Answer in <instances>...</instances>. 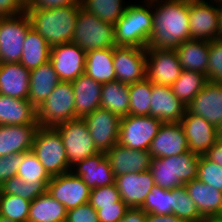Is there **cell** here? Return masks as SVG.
Returning <instances> with one entry per match:
<instances>
[{
  "label": "cell",
  "instance_id": "obj_17",
  "mask_svg": "<svg viewBox=\"0 0 222 222\" xmlns=\"http://www.w3.org/2000/svg\"><path fill=\"white\" fill-rule=\"evenodd\" d=\"M187 139L189 151L204 156L217 141L216 127L202 116L190 114L187 110L180 121Z\"/></svg>",
  "mask_w": 222,
  "mask_h": 222
},
{
  "label": "cell",
  "instance_id": "obj_5",
  "mask_svg": "<svg viewBox=\"0 0 222 222\" xmlns=\"http://www.w3.org/2000/svg\"><path fill=\"white\" fill-rule=\"evenodd\" d=\"M72 42L86 53L95 49L114 48V25L80 7Z\"/></svg>",
  "mask_w": 222,
  "mask_h": 222
},
{
  "label": "cell",
  "instance_id": "obj_51",
  "mask_svg": "<svg viewBox=\"0 0 222 222\" xmlns=\"http://www.w3.org/2000/svg\"><path fill=\"white\" fill-rule=\"evenodd\" d=\"M146 215L140 208H129L119 222H146Z\"/></svg>",
  "mask_w": 222,
  "mask_h": 222
},
{
  "label": "cell",
  "instance_id": "obj_56",
  "mask_svg": "<svg viewBox=\"0 0 222 222\" xmlns=\"http://www.w3.org/2000/svg\"><path fill=\"white\" fill-rule=\"evenodd\" d=\"M216 138L222 143V121L216 126Z\"/></svg>",
  "mask_w": 222,
  "mask_h": 222
},
{
  "label": "cell",
  "instance_id": "obj_37",
  "mask_svg": "<svg viewBox=\"0 0 222 222\" xmlns=\"http://www.w3.org/2000/svg\"><path fill=\"white\" fill-rule=\"evenodd\" d=\"M152 94V82L145 78L142 81L129 85V115H150V104Z\"/></svg>",
  "mask_w": 222,
  "mask_h": 222
},
{
  "label": "cell",
  "instance_id": "obj_36",
  "mask_svg": "<svg viewBox=\"0 0 222 222\" xmlns=\"http://www.w3.org/2000/svg\"><path fill=\"white\" fill-rule=\"evenodd\" d=\"M124 0H80L81 7L87 12L95 14L104 22L115 25L123 16L128 6Z\"/></svg>",
  "mask_w": 222,
  "mask_h": 222
},
{
  "label": "cell",
  "instance_id": "obj_44",
  "mask_svg": "<svg viewBox=\"0 0 222 222\" xmlns=\"http://www.w3.org/2000/svg\"><path fill=\"white\" fill-rule=\"evenodd\" d=\"M120 194L116 184L93 188L90 192L89 204L96 210L100 206L114 205L120 200Z\"/></svg>",
  "mask_w": 222,
  "mask_h": 222
},
{
  "label": "cell",
  "instance_id": "obj_52",
  "mask_svg": "<svg viewBox=\"0 0 222 222\" xmlns=\"http://www.w3.org/2000/svg\"><path fill=\"white\" fill-rule=\"evenodd\" d=\"M205 156L222 167V143L218 140L210 147Z\"/></svg>",
  "mask_w": 222,
  "mask_h": 222
},
{
  "label": "cell",
  "instance_id": "obj_31",
  "mask_svg": "<svg viewBox=\"0 0 222 222\" xmlns=\"http://www.w3.org/2000/svg\"><path fill=\"white\" fill-rule=\"evenodd\" d=\"M114 48L95 49L86 53L84 73L100 84L116 80Z\"/></svg>",
  "mask_w": 222,
  "mask_h": 222
},
{
  "label": "cell",
  "instance_id": "obj_3",
  "mask_svg": "<svg viewBox=\"0 0 222 222\" xmlns=\"http://www.w3.org/2000/svg\"><path fill=\"white\" fill-rule=\"evenodd\" d=\"M143 3L129 4L115 23L116 46L147 48L153 31L152 1Z\"/></svg>",
  "mask_w": 222,
  "mask_h": 222
},
{
  "label": "cell",
  "instance_id": "obj_8",
  "mask_svg": "<svg viewBox=\"0 0 222 222\" xmlns=\"http://www.w3.org/2000/svg\"><path fill=\"white\" fill-rule=\"evenodd\" d=\"M54 128L62 139L66 158L71 168L77 162L99 153L83 118L60 123Z\"/></svg>",
  "mask_w": 222,
  "mask_h": 222
},
{
  "label": "cell",
  "instance_id": "obj_1",
  "mask_svg": "<svg viewBox=\"0 0 222 222\" xmlns=\"http://www.w3.org/2000/svg\"><path fill=\"white\" fill-rule=\"evenodd\" d=\"M151 1L153 31L147 48L174 49L191 39L189 0Z\"/></svg>",
  "mask_w": 222,
  "mask_h": 222
},
{
  "label": "cell",
  "instance_id": "obj_58",
  "mask_svg": "<svg viewBox=\"0 0 222 222\" xmlns=\"http://www.w3.org/2000/svg\"><path fill=\"white\" fill-rule=\"evenodd\" d=\"M32 0H21V2L27 7Z\"/></svg>",
  "mask_w": 222,
  "mask_h": 222
},
{
  "label": "cell",
  "instance_id": "obj_20",
  "mask_svg": "<svg viewBox=\"0 0 222 222\" xmlns=\"http://www.w3.org/2000/svg\"><path fill=\"white\" fill-rule=\"evenodd\" d=\"M186 112V106L175 96L171 86L152 83L150 116L162 123H178Z\"/></svg>",
  "mask_w": 222,
  "mask_h": 222
},
{
  "label": "cell",
  "instance_id": "obj_43",
  "mask_svg": "<svg viewBox=\"0 0 222 222\" xmlns=\"http://www.w3.org/2000/svg\"><path fill=\"white\" fill-rule=\"evenodd\" d=\"M197 179L222 191V167L205 155L199 157Z\"/></svg>",
  "mask_w": 222,
  "mask_h": 222
},
{
  "label": "cell",
  "instance_id": "obj_12",
  "mask_svg": "<svg viewBox=\"0 0 222 222\" xmlns=\"http://www.w3.org/2000/svg\"><path fill=\"white\" fill-rule=\"evenodd\" d=\"M209 1L189 0L191 39L213 41L217 38L219 23L218 1ZM215 3L216 6L214 5Z\"/></svg>",
  "mask_w": 222,
  "mask_h": 222
},
{
  "label": "cell",
  "instance_id": "obj_29",
  "mask_svg": "<svg viewBox=\"0 0 222 222\" xmlns=\"http://www.w3.org/2000/svg\"><path fill=\"white\" fill-rule=\"evenodd\" d=\"M38 124L37 109L28 101L0 94V125Z\"/></svg>",
  "mask_w": 222,
  "mask_h": 222
},
{
  "label": "cell",
  "instance_id": "obj_38",
  "mask_svg": "<svg viewBox=\"0 0 222 222\" xmlns=\"http://www.w3.org/2000/svg\"><path fill=\"white\" fill-rule=\"evenodd\" d=\"M49 182L30 183L23 181L18 176H13L0 186V194L17 195L28 201H33L36 197L47 192Z\"/></svg>",
  "mask_w": 222,
  "mask_h": 222
},
{
  "label": "cell",
  "instance_id": "obj_49",
  "mask_svg": "<svg viewBox=\"0 0 222 222\" xmlns=\"http://www.w3.org/2000/svg\"><path fill=\"white\" fill-rule=\"evenodd\" d=\"M26 12L21 0H0V17L17 16Z\"/></svg>",
  "mask_w": 222,
  "mask_h": 222
},
{
  "label": "cell",
  "instance_id": "obj_33",
  "mask_svg": "<svg viewBox=\"0 0 222 222\" xmlns=\"http://www.w3.org/2000/svg\"><path fill=\"white\" fill-rule=\"evenodd\" d=\"M51 46L33 28L25 37L20 63L28 70H33L50 59Z\"/></svg>",
  "mask_w": 222,
  "mask_h": 222
},
{
  "label": "cell",
  "instance_id": "obj_19",
  "mask_svg": "<svg viewBox=\"0 0 222 222\" xmlns=\"http://www.w3.org/2000/svg\"><path fill=\"white\" fill-rule=\"evenodd\" d=\"M187 151L188 143L180 122L162 123L149 148L151 158L178 156Z\"/></svg>",
  "mask_w": 222,
  "mask_h": 222
},
{
  "label": "cell",
  "instance_id": "obj_10",
  "mask_svg": "<svg viewBox=\"0 0 222 222\" xmlns=\"http://www.w3.org/2000/svg\"><path fill=\"white\" fill-rule=\"evenodd\" d=\"M161 125L159 119L150 115H127L120 120L118 143L133 150H149Z\"/></svg>",
  "mask_w": 222,
  "mask_h": 222
},
{
  "label": "cell",
  "instance_id": "obj_59",
  "mask_svg": "<svg viewBox=\"0 0 222 222\" xmlns=\"http://www.w3.org/2000/svg\"><path fill=\"white\" fill-rule=\"evenodd\" d=\"M59 222H68V221H67V219H65V220H62V221H59Z\"/></svg>",
  "mask_w": 222,
  "mask_h": 222
},
{
  "label": "cell",
  "instance_id": "obj_47",
  "mask_svg": "<svg viewBox=\"0 0 222 222\" xmlns=\"http://www.w3.org/2000/svg\"><path fill=\"white\" fill-rule=\"evenodd\" d=\"M129 207L120 199L114 205L100 206L97 210L100 222H119Z\"/></svg>",
  "mask_w": 222,
  "mask_h": 222
},
{
  "label": "cell",
  "instance_id": "obj_16",
  "mask_svg": "<svg viewBox=\"0 0 222 222\" xmlns=\"http://www.w3.org/2000/svg\"><path fill=\"white\" fill-rule=\"evenodd\" d=\"M113 64L116 80L133 84L146 78V49L115 46Z\"/></svg>",
  "mask_w": 222,
  "mask_h": 222
},
{
  "label": "cell",
  "instance_id": "obj_15",
  "mask_svg": "<svg viewBox=\"0 0 222 222\" xmlns=\"http://www.w3.org/2000/svg\"><path fill=\"white\" fill-rule=\"evenodd\" d=\"M60 81L72 82L84 74L86 52L73 42L51 47L50 59Z\"/></svg>",
  "mask_w": 222,
  "mask_h": 222
},
{
  "label": "cell",
  "instance_id": "obj_11",
  "mask_svg": "<svg viewBox=\"0 0 222 222\" xmlns=\"http://www.w3.org/2000/svg\"><path fill=\"white\" fill-rule=\"evenodd\" d=\"M181 72L175 49L146 48V78L152 83L171 86Z\"/></svg>",
  "mask_w": 222,
  "mask_h": 222
},
{
  "label": "cell",
  "instance_id": "obj_4",
  "mask_svg": "<svg viewBox=\"0 0 222 222\" xmlns=\"http://www.w3.org/2000/svg\"><path fill=\"white\" fill-rule=\"evenodd\" d=\"M199 155L191 151L178 156L152 158L150 172L155 185L172 190L196 179Z\"/></svg>",
  "mask_w": 222,
  "mask_h": 222
},
{
  "label": "cell",
  "instance_id": "obj_21",
  "mask_svg": "<svg viewBox=\"0 0 222 222\" xmlns=\"http://www.w3.org/2000/svg\"><path fill=\"white\" fill-rule=\"evenodd\" d=\"M115 184L121 200L129 208H140L146 196L155 186L150 170L116 176Z\"/></svg>",
  "mask_w": 222,
  "mask_h": 222
},
{
  "label": "cell",
  "instance_id": "obj_25",
  "mask_svg": "<svg viewBox=\"0 0 222 222\" xmlns=\"http://www.w3.org/2000/svg\"><path fill=\"white\" fill-rule=\"evenodd\" d=\"M30 70L18 63H0V94L28 100Z\"/></svg>",
  "mask_w": 222,
  "mask_h": 222
},
{
  "label": "cell",
  "instance_id": "obj_40",
  "mask_svg": "<svg viewBox=\"0 0 222 222\" xmlns=\"http://www.w3.org/2000/svg\"><path fill=\"white\" fill-rule=\"evenodd\" d=\"M140 209L147 214L171 215L172 214V190H167L155 185L146 196Z\"/></svg>",
  "mask_w": 222,
  "mask_h": 222
},
{
  "label": "cell",
  "instance_id": "obj_6",
  "mask_svg": "<svg viewBox=\"0 0 222 222\" xmlns=\"http://www.w3.org/2000/svg\"><path fill=\"white\" fill-rule=\"evenodd\" d=\"M31 151L51 177L72 170L66 158L62 139L54 127H39Z\"/></svg>",
  "mask_w": 222,
  "mask_h": 222
},
{
  "label": "cell",
  "instance_id": "obj_26",
  "mask_svg": "<svg viewBox=\"0 0 222 222\" xmlns=\"http://www.w3.org/2000/svg\"><path fill=\"white\" fill-rule=\"evenodd\" d=\"M71 83L75 96V119L83 118L100 108L102 84L85 73Z\"/></svg>",
  "mask_w": 222,
  "mask_h": 222
},
{
  "label": "cell",
  "instance_id": "obj_35",
  "mask_svg": "<svg viewBox=\"0 0 222 222\" xmlns=\"http://www.w3.org/2000/svg\"><path fill=\"white\" fill-rule=\"evenodd\" d=\"M207 81L206 75L201 72L182 70L171 88L175 96L187 107Z\"/></svg>",
  "mask_w": 222,
  "mask_h": 222
},
{
  "label": "cell",
  "instance_id": "obj_39",
  "mask_svg": "<svg viewBox=\"0 0 222 222\" xmlns=\"http://www.w3.org/2000/svg\"><path fill=\"white\" fill-rule=\"evenodd\" d=\"M172 214L185 222H200L203 218L185 186L172 189Z\"/></svg>",
  "mask_w": 222,
  "mask_h": 222
},
{
  "label": "cell",
  "instance_id": "obj_57",
  "mask_svg": "<svg viewBox=\"0 0 222 222\" xmlns=\"http://www.w3.org/2000/svg\"><path fill=\"white\" fill-rule=\"evenodd\" d=\"M0 222H15V221H12L10 219L0 216Z\"/></svg>",
  "mask_w": 222,
  "mask_h": 222
},
{
  "label": "cell",
  "instance_id": "obj_46",
  "mask_svg": "<svg viewBox=\"0 0 222 222\" xmlns=\"http://www.w3.org/2000/svg\"><path fill=\"white\" fill-rule=\"evenodd\" d=\"M22 161L23 153L0 157V186L13 176H17V170Z\"/></svg>",
  "mask_w": 222,
  "mask_h": 222
},
{
  "label": "cell",
  "instance_id": "obj_23",
  "mask_svg": "<svg viewBox=\"0 0 222 222\" xmlns=\"http://www.w3.org/2000/svg\"><path fill=\"white\" fill-rule=\"evenodd\" d=\"M72 167L75 170L71 172L79 176L90 189L115 184V176L103 152L87 157Z\"/></svg>",
  "mask_w": 222,
  "mask_h": 222
},
{
  "label": "cell",
  "instance_id": "obj_30",
  "mask_svg": "<svg viewBox=\"0 0 222 222\" xmlns=\"http://www.w3.org/2000/svg\"><path fill=\"white\" fill-rule=\"evenodd\" d=\"M174 49L182 70L197 71L207 76L210 41L190 39Z\"/></svg>",
  "mask_w": 222,
  "mask_h": 222
},
{
  "label": "cell",
  "instance_id": "obj_2",
  "mask_svg": "<svg viewBox=\"0 0 222 222\" xmlns=\"http://www.w3.org/2000/svg\"><path fill=\"white\" fill-rule=\"evenodd\" d=\"M80 4H71L50 9L26 8L31 27L52 47L72 42Z\"/></svg>",
  "mask_w": 222,
  "mask_h": 222
},
{
  "label": "cell",
  "instance_id": "obj_13",
  "mask_svg": "<svg viewBox=\"0 0 222 222\" xmlns=\"http://www.w3.org/2000/svg\"><path fill=\"white\" fill-rule=\"evenodd\" d=\"M91 189L69 171L53 176L47 185V193L65 206L66 210L89 202Z\"/></svg>",
  "mask_w": 222,
  "mask_h": 222
},
{
  "label": "cell",
  "instance_id": "obj_18",
  "mask_svg": "<svg viewBox=\"0 0 222 222\" xmlns=\"http://www.w3.org/2000/svg\"><path fill=\"white\" fill-rule=\"evenodd\" d=\"M186 110L216 127L222 121V83L208 80Z\"/></svg>",
  "mask_w": 222,
  "mask_h": 222
},
{
  "label": "cell",
  "instance_id": "obj_34",
  "mask_svg": "<svg viewBox=\"0 0 222 222\" xmlns=\"http://www.w3.org/2000/svg\"><path fill=\"white\" fill-rule=\"evenodd\" d=\"M65 219V206L46 192L31 202L27 222H59Z\"/></svg>",
  "mask_w": 222,
  "mask_h": 222
},
{
  "label": "cell",
  "instance_id": "obj_42",
  "mask_svg": "<svg viewBox=\"0 0 222 222\" xmlns=\"http://www.w3.org/2000/svg\"><path fill=\"white\" fill-rule=\"evenodd\" d=\"M17 176L30 183L50 182L52 178L32 151L23 153Z\"/></svg>",
  "mask_w": 222,
  "mask_h": 222
},
{
  "label": "cell",
  "instance_id": "obj_41",
  "mask_svg": "<svg viewBox=\"0 0 222 222\" xmlns=\"http://www.w3.org/2000/svg\"><path fill=\"white\" fill-rule=\"evenodd\" d=\"M31 201L17 195L0 194V216L15 222H27Z\"/></svg>",
  "mask_w": 222,
  "mask_h": 222
},
{
  "label": "cell",
  "instance_id": "obj_48",
  "mask_svg": "<svg viewBox=\"0 0 222 222\" xmlns=\"http://www.w3.org/2000/svg\"><path fill=\"white\" fill-rule=\"evenodd\" d=\"M68 222H100L97 210L89 202L67 211Z\"/></svg>",
  "mask_w": 222,
  "mask_h": 222
},
{
  "label": "cell",
  "instance_id": "obj_45",
  "mask_svg": "<svg viewBox=\"0 0 222 222\" xmlns=\"http://www.w3.org/2000/svg\"><path fill=\"white\" fill-rule=\"evenodd\" d=\"M207 80L222 83V41H210Z\"/></svg>",
  "mask_w": 222,
  "mask_h": 222
},
{
  "label": "cell",
  "instance_id": "obj_27",
  "mask_svg": "<svg viewBox=\"0 0 222 222\" xmlns=\"http://www.w3.org/2000/svg\"><path fill=\"white\" fill-rule=\"evenodd\" d=\"M60 82L50 61L30 70L28 101L37 109Z\"/></svg>",
  "mask_w": 222,
  "mask_h": 222
},
{
  "label": "cell",
  "instance_id": "obj_54",
  "mask_svg": "<svg viewBox=\"0 0 222 222\" xmlns=\"http://www.w3.org/2000/svg\"><path fill=\"white\" fill-rule=\"evenodd\" d=\"M218 9H219V23H218V32L216 39L222 41V1H218Z\"/></svg>",
  "mask_w": 222,
  "mask_h": 222
},
{
  "label": "cell",
  "instance_id": "obj_7",
  "mask_svg": "<svg viewBox=\"0 0 222 222\" xmlns=\"http://www.w3.org/2000/svg\"><path fill=\"white\" fill-rule=\"evenodd\" d=\"M75 119V96L71 82L61 81L37 108V122L43 127H55Z\"/></svg>",
  "mask_w": 222,
  "mask_h": 222
},
{
  "label": "cell",
  "instance_id": "obj_9",
  "mask_svg": "<svg viewBox=\"0 0 222 222\" xmlns=\"http://www.w3.org/2000/svg\"><path fill=\"white\" fill-rule=\"evenodd\" d=\"M31 21L25 13L0 17V63H18Z\"/></svg>",
  "mask_w": 222,
  "mask_h": 222
},
{
  "label": "cell",
  "instance_id": "obj_32",
  "mask_svg": "<svg viewBox=\"0 0 222 222\" xmlns=\"http://www.w3.org/2000/svg\"><path fill=\"white\" fill-rule=\"evenodd\" d=\"M100 108L107 109L113 114L123 118L129 115V85L120 81L102 84Z\"/></svg>",
  "mask_w": 222,
  "mask_h": 222
},
{
  "label": "cell",
  "instance_id": "obj_55",
  "mask_svg": "<svg viewBox=\"0 0 222 222\" xmlns=\"http://www.w3.org/2000/svg\"><path fill=\"white\" fill-rule=\"evenodd\" d=\"M200 222H222V217L220 215L206 216Z\"/></svg>",
  "mask_w": 222,
  "mask_h": 222
},
{
  "label": "cell",
  "instance_id": "obj_53",
  "mask_svg": "<svg viewBox=\"0 0 222 222\" xmlns=\"http://www.w3.org/2000/svg\"><path fill=\"white\" fill-rule=\"evenodd\" d=\"M146 222H185V221L179 219L174 214L171 215L147 214Z\"/></svg>",
  "mask_w": 222,
  "mask_h": 222
},
{
  "label": "cell",
  "instance_id": "obj_50",
  "mask_svg": "<svg viewBox=\"0 0 222 222\" xmlns=\"http://www.w3.org/2000/svg\"><path fill=\"white\" fill-rule=\"evenodd\" d=\"M71 4H80V0H32L26 8L50 9Z\"/></svg>",
  "mask_w": 222,
  "mask_h": 222
},
{
  "label": "cell",
  "instance_id": "obj_14",
  "mask_svg": "<svg viewBox=\"0 0 222 222\" xmlns=\"http://www.w3.org/2000/svg\"><path fill=\"white\" fill-rule=\"evenodd\" d=\"M99 152L106 153L119 141L121 118L107 109L98 108L83 117Z\"/></svg>",
  "mask_w": 222,
  "mask_h": 222
},
{
  "label": "cell",
  "instance_id": "obj_28",
  "mask_svg": "<svg viewBox=\"0 0 222 222\" xmlns=\"http://www.w3.org/2000/svg\"><path fill=\"white\" fill-rule=\"evenodd\" d=\"M202 217L219 215L222 211V191L193 179L184 184Z\"/></svg>",
  "mask_w": 222,
  "mask_h": 222
},
{
  "label": "cell",
  "instance_id": "obj_24",
  "mask_svg": "<svg viewBox=\"0 0 222 222\" xmlns=\"http://www.w3.org/2000/svg\"><path fill=\"white\" fill-rule=\"evenodd\" d=\"M39 124L0 125V157L31 151Z\"/></svg>",
  "mask_w": 222,
  "mask_h": 222
},
{
  "label": "cell",
  "instance_id": "obj_22",
  "mask_svg": "<svg viewBox=\"0 0 222 222\" xmlns=\"http://www.w3.org/2000/svg\"><path fill=\"white\" fill-rule=\"evenodd\" d=\"M105 154L115 177L150 169L152 158L149 150H133L117 143Z\"/></svg>",
  "mask_w": 222,
  "mask_h": 222
}]
</instances>
